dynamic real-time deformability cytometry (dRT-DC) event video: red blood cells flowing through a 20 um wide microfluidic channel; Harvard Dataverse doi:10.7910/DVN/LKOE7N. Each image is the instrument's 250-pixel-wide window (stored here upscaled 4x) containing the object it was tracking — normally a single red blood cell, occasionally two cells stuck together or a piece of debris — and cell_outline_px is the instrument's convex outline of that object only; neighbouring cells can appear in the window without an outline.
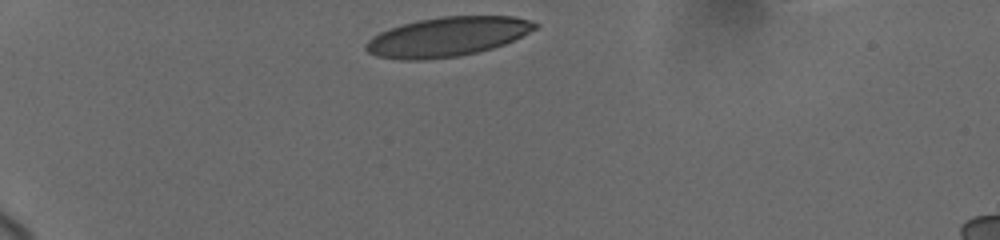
{"species": "human", "species_latin": "Homo sapiens", "temperature_condition": "cold", "stored_images_in_passage": 7, "camera_frame_rate_fps": 3000, "um_per_image_px": 0.085, "donor": {"sex": "female"}, "frame": {"image": 1, "passage_image": 1, "time_ms": 0.0, "image_size_px": [1000, 240], "cell_outline_px": [[540, 24], [536, 28], [504, 44], [492, 48], [460, 56], [424, 60], [400, 60], [376, 56], [368, 52], [364, 48], [364, 44], [372, 36], [388, 28], [416, 20], [440, 16], [516, 16], [532, 20]], "centroid_in_image_um": [37.99, 3.12], "position_along_channel_um": 47.0, "area_um2": 39.07}}
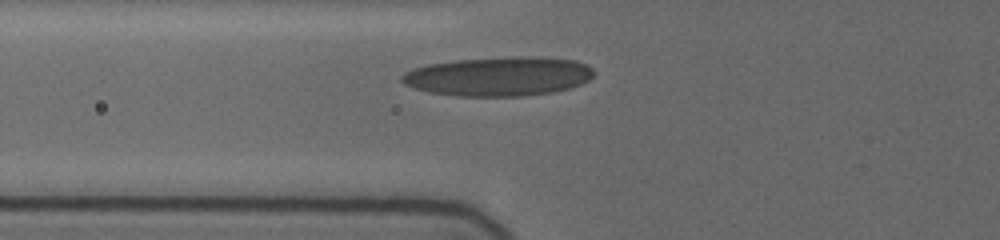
{"frame": {"image": 2, "passage_image": 6, "time_ms": 2.333, "image_size_px": [1000, 240], "cell_outline_px": [[596, 72], [588, 80], [572, 88], [552, 92], [524, 96], [456, 96], [428, 92], [412, 88], [404, 84], [400, 80], [400, 76], [404, 72], [412, 68], [428, 64], [456, 60], [528, 56], [540, 56], [576, 60], [592, 68]], "centroid_in_image_um": [42.37, 6.49], "position_along_channel_um": 83.4, "area_um2": 44.16}}